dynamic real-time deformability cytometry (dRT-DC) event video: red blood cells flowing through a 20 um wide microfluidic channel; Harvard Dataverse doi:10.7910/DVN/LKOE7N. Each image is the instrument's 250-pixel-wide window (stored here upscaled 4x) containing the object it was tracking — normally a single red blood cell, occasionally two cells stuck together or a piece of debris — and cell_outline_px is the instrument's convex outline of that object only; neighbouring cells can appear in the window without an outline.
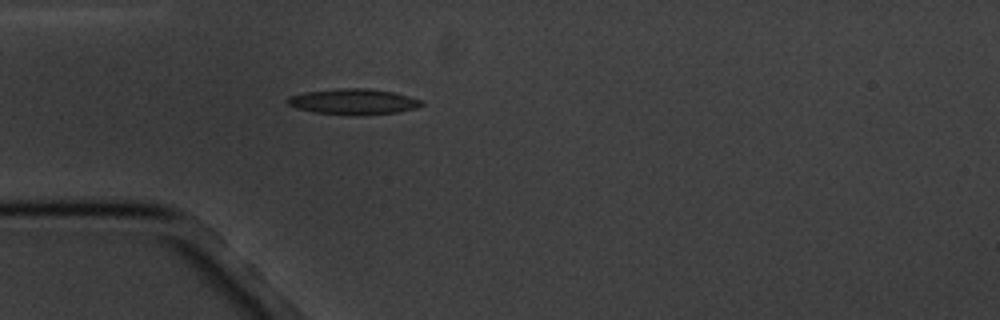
{"species": "common noctule bat (a hibernating species)", "species_latin": "Nyctalus noctula", "temperature_condition": "cold", "stored_images_in_passage": 4, "camera_frame_rate_fps": 3000, "um_per_image_px": 0.085, "animal": {"sex": "male", "body_mass_g": 20.1, "forearm_length_mm": 53.5}, "frame": {"image": 1, "passage_image": 4, "time_ms": 3.333, "image_size_px": [1000, 320], "cell_outline_px": [[424, 104], [416, 108], [396, 112], [360, 116], [356, 116], [312, 112], [296, 108], [288, 104], [284, 100], [288, 96], [304, 92], [340, 88], [368, 88], [392, 92], [408, 96], [420, 100]], "centroid_in_image_um": [29.98, 8.65], "position_along_channel_um": 55.0, "area_um2": 20.23}}